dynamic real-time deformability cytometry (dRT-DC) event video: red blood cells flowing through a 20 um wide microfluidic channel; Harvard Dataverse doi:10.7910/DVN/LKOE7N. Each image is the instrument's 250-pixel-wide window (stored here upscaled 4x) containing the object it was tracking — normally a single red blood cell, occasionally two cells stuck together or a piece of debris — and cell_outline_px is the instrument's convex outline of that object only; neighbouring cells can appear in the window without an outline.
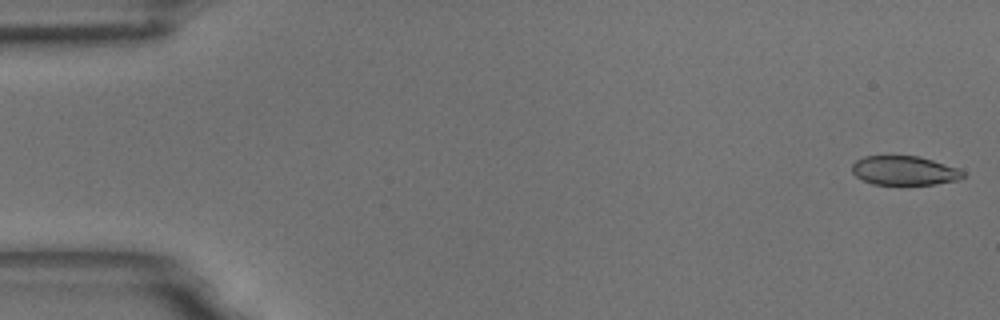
{"species": "common noctule bat (a hibernating species)", "species_latin": "Nyctalus noctula", "temperature_condition": "room temperature", "stored_images_in_passage": 5, "camera_frame_rate_fps": 3000, "um_per_image_px": 0.085, "animal": {"sex": "male", "body_mass_g": 18.8}, "frame": {"image": 1, "passage_image": 1, "time_ms": 0.0, "image_size_px": [1000, 320], "cell_outline_px": [[964, 176], [960, 180], [936, 184], [872, 184], [856, 176], [852, 172], [852, 164], [856, 160], [864, 156], [920, 156], [956, 168], [964, 172]], "centroid_in_image_um": [76.86, 14.5], "position_along_channel_um": 8.1, "area_um2": 18.73}}
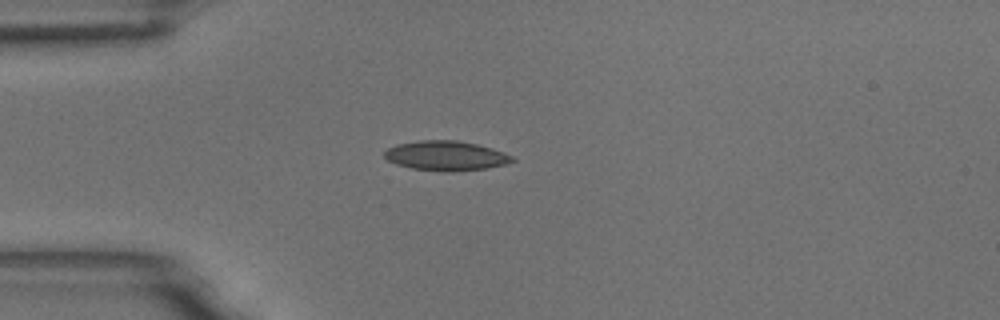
{"frame": {"image": 2, "passage_image": 5, "time_ms": 1.333, "image_size_px": [1000, 320], "cell_outline_px": [[516, 160], [504, 164], [488, 168], [412, 168], [396, 164], [388, 160], [384, 156], [384, 152], [388, 148], [396, 144], [420, 140], [456, 140], [476, 144], [492, 148], [512, 156]], "centroid_in_image_um": [37.87, 13.17], "position_along_channel_um": 47.1, "area_um2": 20.87}}